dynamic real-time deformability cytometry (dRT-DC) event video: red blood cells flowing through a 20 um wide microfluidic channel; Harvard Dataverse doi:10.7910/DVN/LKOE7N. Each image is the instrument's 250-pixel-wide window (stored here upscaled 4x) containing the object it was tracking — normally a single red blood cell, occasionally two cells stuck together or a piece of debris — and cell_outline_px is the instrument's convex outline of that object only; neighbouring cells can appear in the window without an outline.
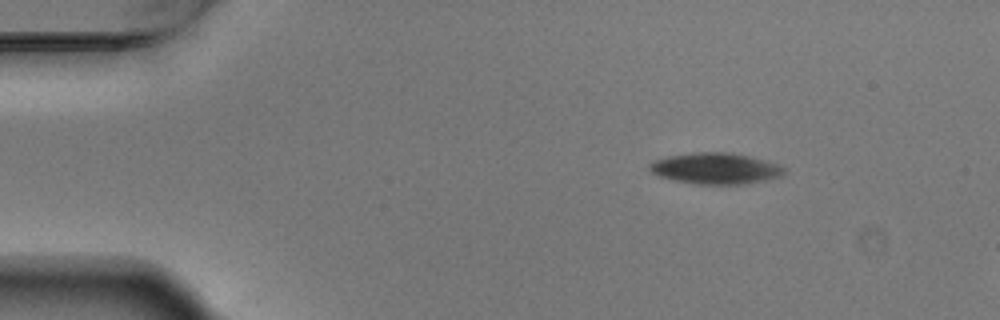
{"species": "Egyptian fruit bat (a non-hibernating species)", "species_latin": "Rousettus aegyptiacus", "temperature_condition": "warm", "stored_images_in_passage": 3, "camera_frame_rate_fps": 3000, "um_per_image_px": 0.085, "animal": {"sex": "male"}, "frame": {"image": 1, "passage_image": 1, "time_ms": 0.0, "image_size_px": [1000, 320], "cell_outline_px": [[784, 172], [780, 176], [764, 180], [744, 184], [696, 184], [672, 180], [660, 176], [652, 172], [648, 168], [648, 164], [652, 160], [668, 156], [700, 152], [728, 152], [748, 156], [776, 164], [784, 168]], "centroid_in_image_um": [60.75, 14.32], "position_along_channel_um": 24.3, "area_um2": 24.16}}